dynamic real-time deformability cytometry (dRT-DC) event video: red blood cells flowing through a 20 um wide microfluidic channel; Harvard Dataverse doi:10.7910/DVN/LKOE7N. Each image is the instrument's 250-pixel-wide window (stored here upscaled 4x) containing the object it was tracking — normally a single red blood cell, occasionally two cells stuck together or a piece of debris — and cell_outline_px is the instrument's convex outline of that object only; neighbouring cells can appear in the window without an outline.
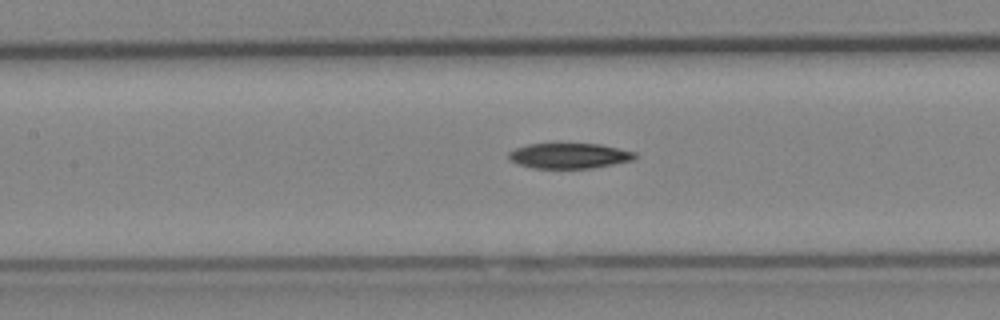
{"species": "Egyptian fruit bat (a non-hibernating species)", "species_latin": "Rousettus aegyptiacus", "temperature_condition": "cold", "stored_images_in_passage": 24, "camera_frame_rate_fps": 3000, "um_per_image_px": 0.085, "animal": {"sex": "female"}, "frame": {"image": 1, "passage_image": 14, "time_ms": 4.333, "image_size_px": [1000, 320], "cell_outline_px": [[640, 156], [632, 160], [592, 168], [536, 168], [516, 164], [508, 160], [508, 152], [516, 148], [528, 144], [600, 144], [636, 152]], "centroid_in_image_um": [48.38, 13.24], "position_along_channel_um": 159.0, "area_um2": 18.67}}
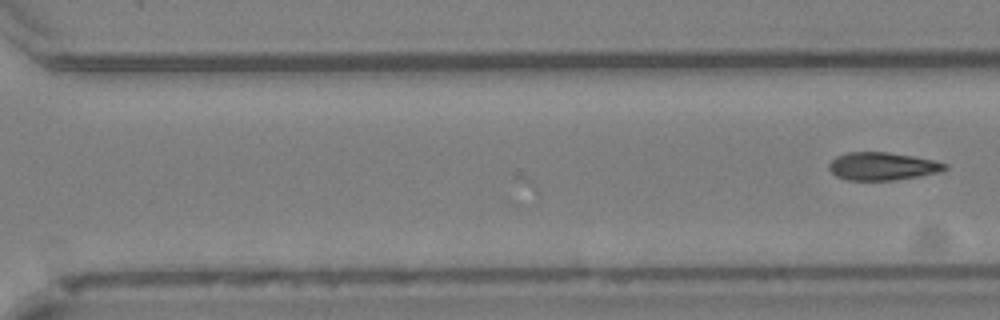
{"frame": {"image": 2, "passage_image": 24, "time_ms": 7.667, "image_size_px": [1000, 320], "cell_outline_px": [[948, 168], [940, 172], [892, 180], [848, 180], [836, 176], [828, 168], [828, 164], [836, 156], [848, 152], [888, 152], [936, 160], [948, 164]], "centroid_in_image_um": [75.01, 14.12], "position_along_channel_um": 295.6, "area_um2": 18.79}}